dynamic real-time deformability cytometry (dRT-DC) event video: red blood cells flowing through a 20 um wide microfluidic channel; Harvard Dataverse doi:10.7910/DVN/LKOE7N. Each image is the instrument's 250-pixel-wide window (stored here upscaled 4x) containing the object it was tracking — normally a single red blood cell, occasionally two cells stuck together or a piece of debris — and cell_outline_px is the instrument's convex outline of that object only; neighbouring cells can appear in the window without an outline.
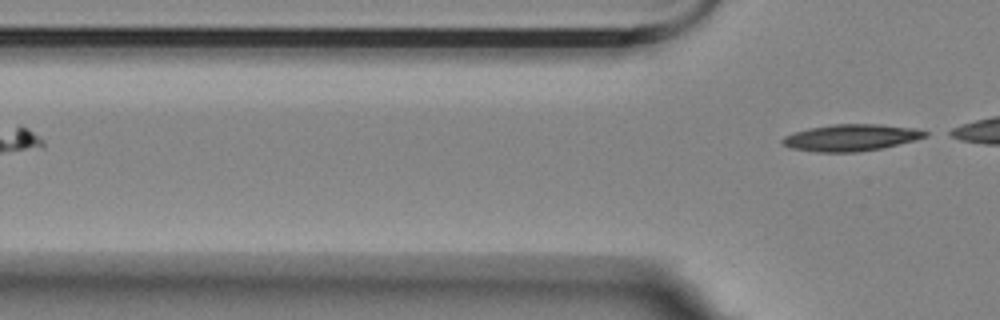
{"species": "Egyptian fruit bat (a non-hibernating species)", "species_latin": "Rousettus aegyptiacus", "temperature_condition": "room temperature", "stored_images_in_passage": 5, "camera_frame_rate_fps": 3000, "um_per_image_px": 0.085, "animal": {"sex": "female"}, "frame": {"image": 1, "passage_image": 5, "time_ms": 1.333, "image_size_px": [1000, 320], "cell_outline_px": [[928, 136], [884, 148], [860, 152], [816, 152], [792, 148], [780, 144], [780, 140], [784, 136], [808, 128], [832, 124], [880, 124], [916, 128], [928, 132]], "centroid_in_image_um": [72.33, 11.7], "position_along_channel_um": 53.5, "area_um2": 22.37}}